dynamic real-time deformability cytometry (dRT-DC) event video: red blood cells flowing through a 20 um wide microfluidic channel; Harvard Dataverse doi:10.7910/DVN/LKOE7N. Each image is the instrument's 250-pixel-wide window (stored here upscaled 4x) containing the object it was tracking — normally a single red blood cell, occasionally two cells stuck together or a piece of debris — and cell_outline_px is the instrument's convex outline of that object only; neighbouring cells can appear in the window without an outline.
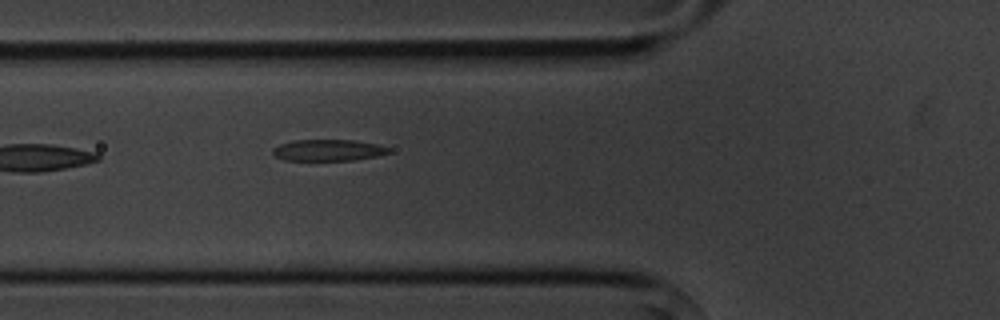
{"species": "common noctule bat (a hibernating species)", "species_latin": "Nyctalus noctula", "temperature_condition": "cold", "stored_images_in_passage": 4, "camera_frame_rate_fps": 3000, "um_per_image_px": 0.085, "animal": {"sex": "male", "body_mass_g": 20.1, "forearm_length_mm": 53.5}, "frame": {"image": 1, "passage_image": 4, "time_ms": 3.667, "image_size_px": [1000, 320], "cell_outline_px": [[388, 152], [376, 156], [352, 160], [284, 160], [276, 156], [272, 152], [272, 148], [280, 144], [292, 140], [356, 140], [376, 144], [388, 148]], "centroid_in_image_um": [27.83, 12.76], "position_along_channel_um": 98.0, "area_um2": 14.28}}